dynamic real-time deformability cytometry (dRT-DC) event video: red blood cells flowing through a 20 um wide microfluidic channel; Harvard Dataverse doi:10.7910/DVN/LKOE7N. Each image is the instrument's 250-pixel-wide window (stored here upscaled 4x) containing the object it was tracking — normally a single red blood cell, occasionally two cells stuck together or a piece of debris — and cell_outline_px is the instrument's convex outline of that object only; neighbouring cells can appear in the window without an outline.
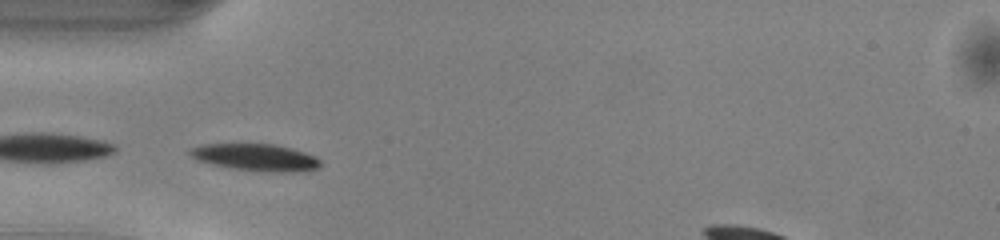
{"species": "common noctule bat (a hibernating species)", "species_latin": "Nyctalus noctula", "temperature_condition": "warm", "stored_images_in_passage": 36, "camera_frame_rate_fps": 3000, "um_per_image_px": 0.085, "animal": {"sex": "male", "body_mass_g": 13.0, "forearm_length_mm": 53.1}, "frame": {"image": 1, "passage_image": 6, "time_ms": 1.667, "image_size_px": [1000, 240], "cell_outline_px": [[320, 168], [308, 172], [268, 172], [232, 168], [212, 164], [200, 160], [192, 156], [188, 152], [192, 148], [204, 144], [272, 144], [292, 148], [316, 156], [320, 160]], "centroid_in_image_um": [21.84, 13.39], "position_along_channel_um": 63.2, "area_um2": 20.52}, "authors_computed_cell_mechanics": {"area_um2": 20.5479, "velocity_mm_per_s": 4.0533, "shape_relaxation_time_tau1_ms": 1.5649, "shape_relaxation_time_tau2_ms": 3.1321, "deformation_change_tau1": 0.1322, "deformation_change_tau2": 0.0546}}